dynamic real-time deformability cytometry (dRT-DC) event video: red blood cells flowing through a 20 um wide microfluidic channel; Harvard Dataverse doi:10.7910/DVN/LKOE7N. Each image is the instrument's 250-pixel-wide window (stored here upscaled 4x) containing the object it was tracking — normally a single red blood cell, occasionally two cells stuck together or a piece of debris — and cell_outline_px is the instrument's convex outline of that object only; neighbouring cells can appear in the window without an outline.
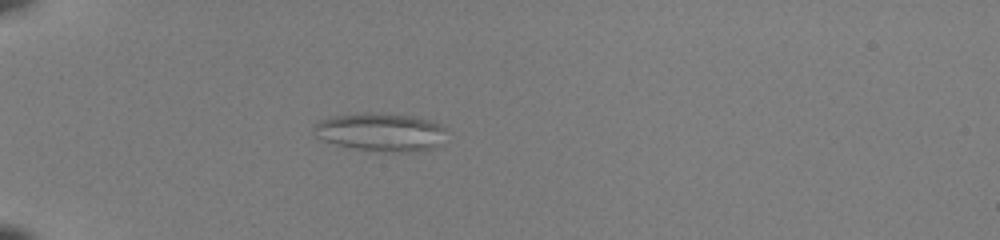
{"species": "common noctule bat (a hibernating species)", "species_latin": "Nyctalus noctula", "temperature_condition": "room temperature", "stored_images_in_passage": 54, "camera_frame_rate_fps": 3000, "um_per_image_px": 0.085, "animal": {"sex": "female", "body_mass_g": 22.0, "forearm_length_mm": 56.7}, "frame": {"image": 1, "passage_image": 19, "time_ms": 6.0, "image_size_px": [1000, 240], "cell_outline_px": [[448, 128], [440, 144], [432, 148], [412, 152], [400, 152], [352, 148], [336, 144], [324, 140], [316, 136], [312, 128], [320, 120], [328, 116], [364, 112], [372, 112], [412, 116], [428, 120], [440, 124]], "centroid_in_image_um": [32.35, 11.21], "position_along_channel_um": 52.6, "area_um2": 29.59}}
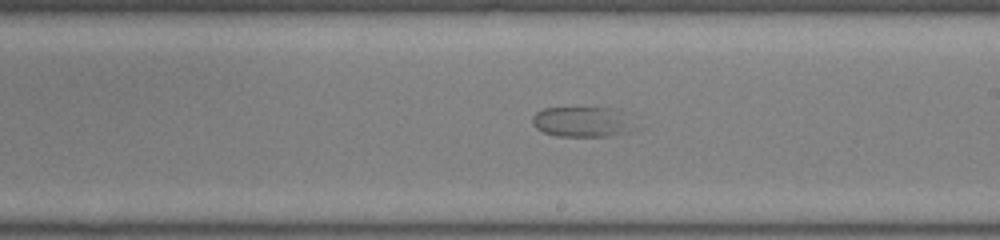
{"frame": {"image": 2, "passage_image": 35, "time_ms": 11.333, "image_size_px": [1000, 240], "cell_outline_px": [[640, 128], [632, 132], [608, 136], [556, 136], [544, 132], [536, 128], [532, 124], [532, 116], [536, 112], [544, 108], [612, 108]], "centroid_in_image_um": [49.49, 10.38], "position_along_channel_um": 239.5, "area_um2": 18.03}}
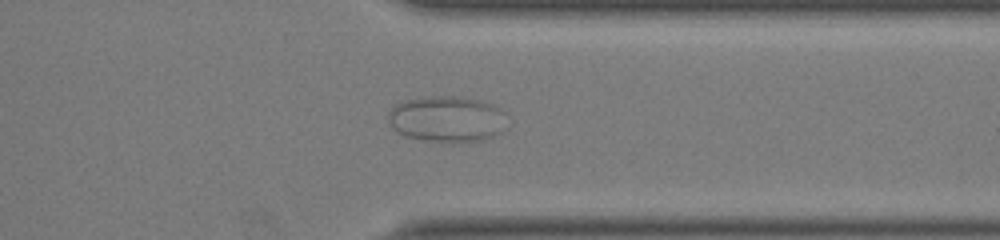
{"frame": {"image": 3, "passage_image": 45, "time_ms": 14.667, "image_size_px": [1000, 240], "cell_outline_px": [[508, 128], [504, 132], [480, 140], [424, 140], [404, 136], [392, 128], [388, 120], [388, 112], [392, 104], [404, 100], [432, 96], [464, 96], [480, 100], [492, 104], [500, 108], [504, 112]], "centroid_in_image_um": [37.99, 10.08], "position_along_channel_um": 373.4, "area_um2": 32.02}}